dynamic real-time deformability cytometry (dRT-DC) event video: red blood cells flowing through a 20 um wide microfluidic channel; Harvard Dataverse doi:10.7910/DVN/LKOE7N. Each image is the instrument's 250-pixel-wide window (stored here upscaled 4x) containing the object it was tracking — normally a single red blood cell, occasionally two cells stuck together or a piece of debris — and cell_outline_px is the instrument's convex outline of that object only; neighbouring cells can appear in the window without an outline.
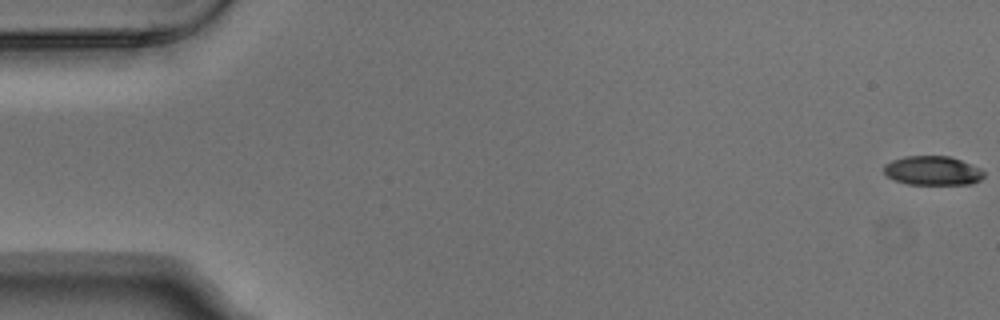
{"species": "Egyptian fruit bat (a non-hibernating species)", "species_latin": "Rousettus aegyptiacus", "temperature_condition": "warm", "stored_images_in_passage": 5, "camera_frame_rate_fps": 3000, "um_per_image_px": 0.085, "animal": {"sex": "male"}, "frame": {"image": 1, "passage_image": 1, "time_ms": 0.0, "image_size_px": [1000, 320], "cell_outline_px": [[984, 176], [980, 180], [972, 184], [908, 184], [896, 180], [888, 176], [884, 172], [884, 164], [892, 160], [904, 156], [948, 156], [972, 164], [980, 168], [984, 172]], "centroid_in_image_um": [79.29, 14.5], "position_along_channel_um": 5.7, "area_um2": 16.94}}
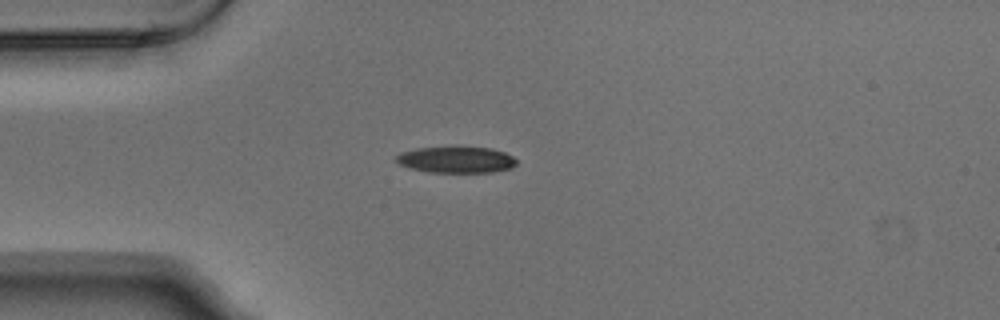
{"frame": {"image": 2, "passage_image": 5, "time_ms": 1.333, "image_size_px": [1000, 320], "cell_outline_px": [[516, 164], [512, 168], [492, 172], [428, 172], [408, 168], [392, 160], [400, 152], [416, 148], [456, 144], [492, 148], [504, 152], [512, 156], [516, 160]], "centroid_in_image_um": [38.73, 13.53], "position_along_channel_um": 46.3, "area_um2": 19.42}}